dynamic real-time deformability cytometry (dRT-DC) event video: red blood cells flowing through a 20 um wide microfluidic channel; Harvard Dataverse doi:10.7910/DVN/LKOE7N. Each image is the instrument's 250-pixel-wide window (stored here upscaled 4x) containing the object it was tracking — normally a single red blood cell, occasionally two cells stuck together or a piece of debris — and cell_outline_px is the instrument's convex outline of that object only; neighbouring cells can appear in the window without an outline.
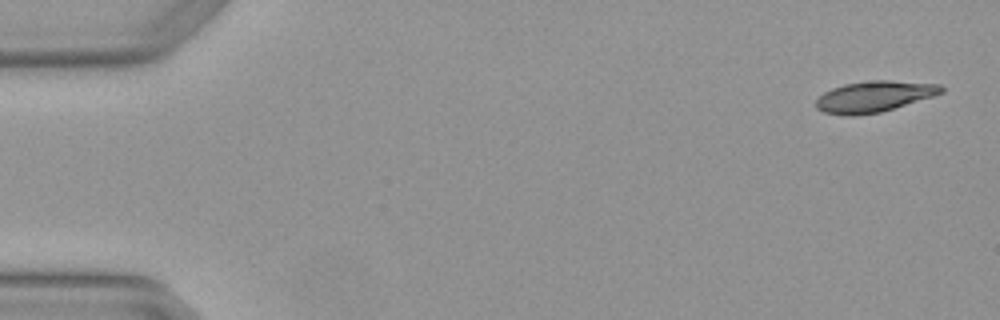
{"species": "Egyptian fruit bat (a non-hibernating species)", "species_latin": "Rousettus aegyptiacus", "temperature_condition": "warm", "stored_images_in_passage": 4, "camera_frame_rate_fps": 3000, "um_per_image_px": 0.085, "animal": {"sex": "female"}, "frame": {"image": 1, "passage_image": 1, "time_ms": 0.0, "image_size_px": [1000, 320], "cell_outline_px": [[944, 92], [932, 96], [880, 112], [856, 116], [844, 116], [824, 112], [816, 108], [816, 100], [824, 92], [832, 88], [844, 84], [872, 80], [888, 80], [940, 84], [944, 88]], "centroid_in_image_um": [74.27, 8.21], "position_along_channel_um": 10.7, "area_um2": 22.54}}